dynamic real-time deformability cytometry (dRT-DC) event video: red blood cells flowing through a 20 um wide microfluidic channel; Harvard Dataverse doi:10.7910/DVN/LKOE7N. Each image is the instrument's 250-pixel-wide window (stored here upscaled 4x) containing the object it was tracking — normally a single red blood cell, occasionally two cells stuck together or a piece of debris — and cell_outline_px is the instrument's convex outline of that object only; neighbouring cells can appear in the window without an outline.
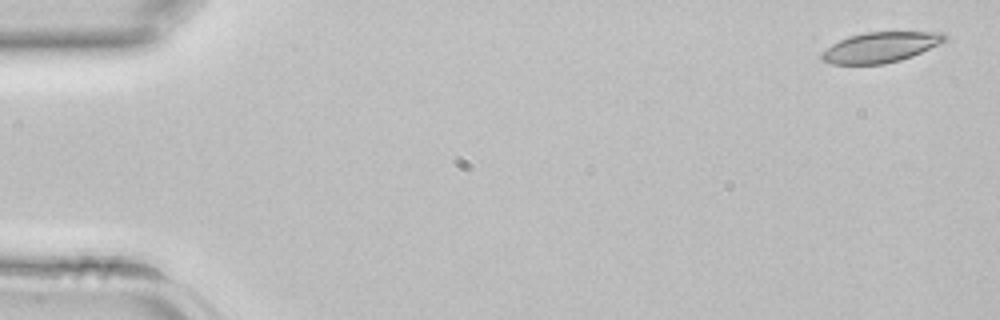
{"species": "common noctule bat (a hibernating species)", "species_latin": "Nyctalus noctula", "temperature_condition": "room temperature", "stored_images_in_passage": 14, "camera_frame_rate_fps": 3000, "um_per_image_px": 0.085, "animal": {"sex": "female", "body_mass_g": 22.7, "forearm_length_mm": 54.2}, "frame": {"image": 1, "passage_image": 2, "time_ms": 0.333, "image_size_px": [1000, 320], "cell_outline_px": [[948, 40], [940, 44], [912, 56], [900, 60], [884, 64], [832, 64], [824, 60], [820, 56], [832, 44], [848, 36], [868, 32], [944, 32], [948, 36]], "centroid_in_image_um": [74.91, 4.01], "position_along_channel_um": 10.1, "area_um2": 21.62}}
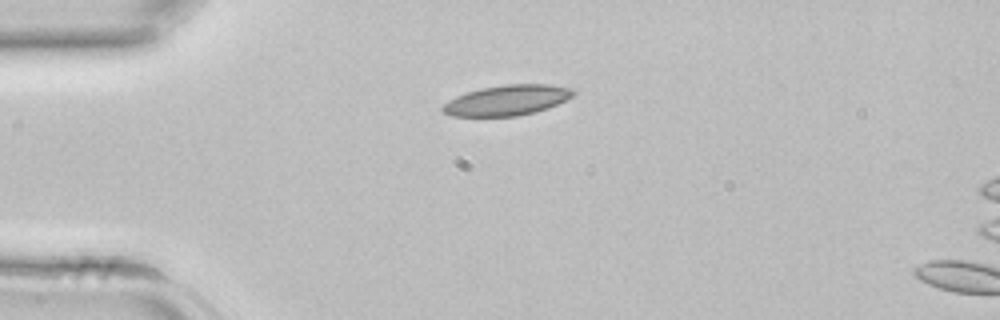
{"frame": {"image": 2, "passage_image": 11, "time_ms": 3.333, "image_size_px": [1000, 320], "cell_outline_px": [[576, 92], [572, 96], [548, 108], [536, 112], [516, 116], [452, 116], [444, 112], [440, 108], [448, 100], [456, 96], [480, 88], [504, 84], [548, 84], [572, 88]], "centroid_in_image_um": [43.09, 8.51], "position_along_channel_um": 41.9, "area_um2": 23.06}}